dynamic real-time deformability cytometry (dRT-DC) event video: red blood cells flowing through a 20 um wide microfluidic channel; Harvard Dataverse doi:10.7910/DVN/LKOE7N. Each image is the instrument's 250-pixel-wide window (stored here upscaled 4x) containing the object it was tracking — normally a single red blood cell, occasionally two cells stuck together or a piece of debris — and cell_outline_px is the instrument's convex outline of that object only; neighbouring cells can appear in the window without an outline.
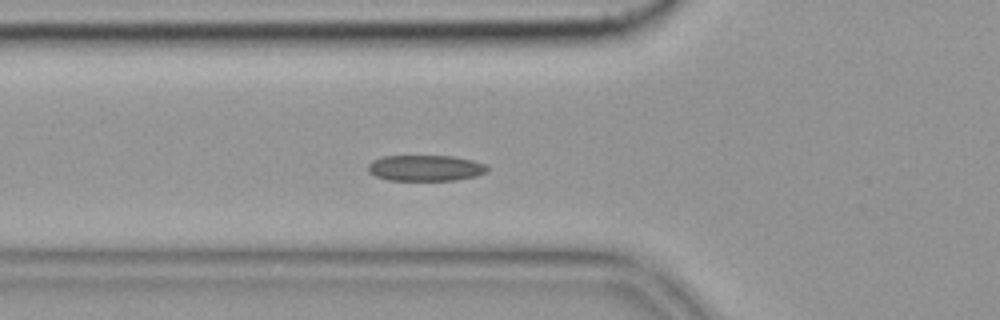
{"species": "common noctule bat (a hibernating species)", "species_latin": "Nyctalus noctula", "temperature_condition": "cold", "stored_images_in_passage": 28, "camera_frame_rate_fps": 3000, "um_per_image_px": 0.085, "animal": {"sex": "female", "body_mass_g": 19.9}, "frame": {"image": 1, "passage_image": 20, "time_ms": 6.333, "image_size_px": [1000, 320], "cell_outline_px": [[488, 172], [476, 176], [456, 180], [388, 180], [376, 176], [368, 172], [368, 164], [372, 160], [384, 156], [452, 156], [472, 160], [484, 164], [488, 168]], "centroid_in_image_um": [36.16, 14.28], "position_along_channel_um": 89.6, "area_um2": 18.03}}